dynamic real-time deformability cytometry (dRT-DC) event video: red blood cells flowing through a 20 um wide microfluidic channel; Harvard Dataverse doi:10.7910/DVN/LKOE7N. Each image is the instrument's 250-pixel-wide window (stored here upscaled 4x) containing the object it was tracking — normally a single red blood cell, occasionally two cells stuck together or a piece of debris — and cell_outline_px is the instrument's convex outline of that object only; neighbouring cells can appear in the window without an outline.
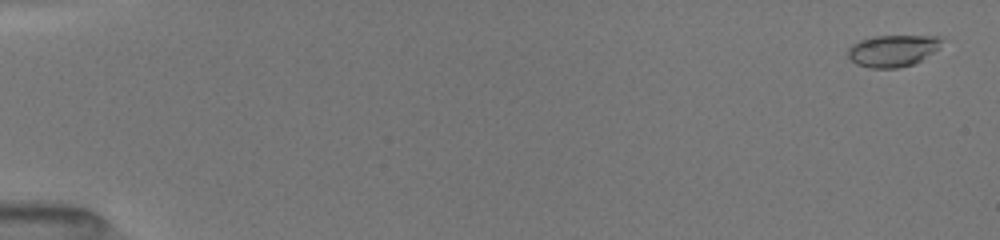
{"species": "common noctule bat (a hibernating species)", "species_latin": "Nyctalus noctula", "temperature_condition": "room temperature", "stored_images_in_passage": 7, "camera_frame_rate_fps": 3000, "um_per_image_px": 0.085, "animal": {"sex": "female", "body_mass_g": 19.5, "forearm_length_mm": 54.1}, "frame": {"image": 1, "passage_image": 1, "time_ms": 0.0, "image_size_px": [1000, 240], "cell_outline_px": [[944, 40], [932, 52], [920, 60], [912, 64], [896, 68], [872, 68], [856, 64], [848, 56], [848, 48], [852, 44], [860, 40], [876, 36], [940, 36]], "centroid_in_image_um": [75.85, 4.3], "position_along_channel_um": 9.2, "area_um2": 17.05}}
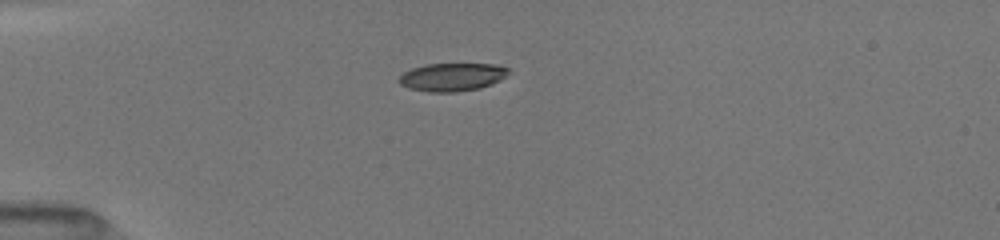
{"frame": {"image": 2, "passage_image": 6, "time_ms": 4.333, "image_size_px": [1000, 240], "cell_outline_px": [[508, 72], [500, 80], [492, 84], [480, 88], [456, 92], [428, 92], [408, 88], [400, 84], [400, 76], [404, 72], [412, 68], [424, 64], [496, 64], [508, 68]], "centroid_in_image_um": [38.42, 6.55], "position_along_channel_um": 46.6, "area_um2": 17.86}}